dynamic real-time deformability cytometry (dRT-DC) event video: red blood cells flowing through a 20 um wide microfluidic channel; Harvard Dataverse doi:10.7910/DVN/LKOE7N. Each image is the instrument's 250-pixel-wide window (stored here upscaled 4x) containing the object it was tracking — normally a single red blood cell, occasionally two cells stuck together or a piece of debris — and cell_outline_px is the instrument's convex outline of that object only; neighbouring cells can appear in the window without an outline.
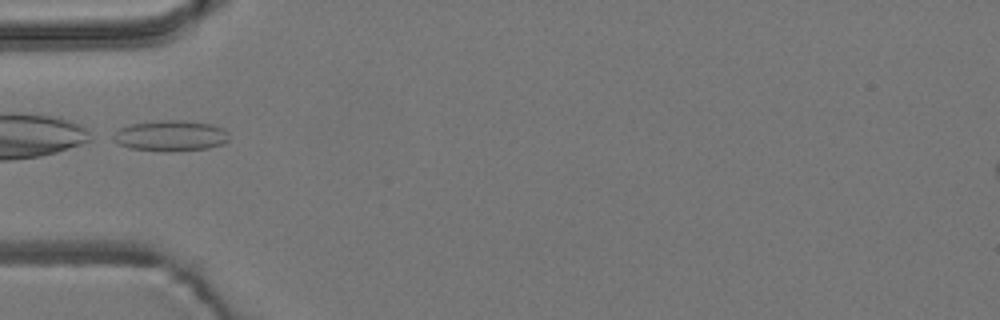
{"species": "common noctule bat (a hibernating species)", "species_latin": "Nyctalus noctula", "temperature_condition": "room temperature", "stored_images_in_passage": 8, "camera_frame_rate_fps": 3000, "um_per_image_px": 0.085, "animal": {"sex": "male", "body_mass_g": 19.2, "forearm_length_mm": 51.8}, "frame": {"image": 1, "passage_image": 5, "time_ms": 1.333, "image_size_px": [1000, 320], "cell_outline_px": [[228, 140], [224, 144], [208, 148], [172, 152], [168, 152], [132, 148], [120, 144], [112, 140], [108, 136], [120, 128], [128, 124], [160, 120], [184, 120], [212, 124], [224, 128], [228, 132]], "centroid_in_image_um": [14.49, 11.53], "position_along_channel_um": 70.5, "area_um2": 21.15}}
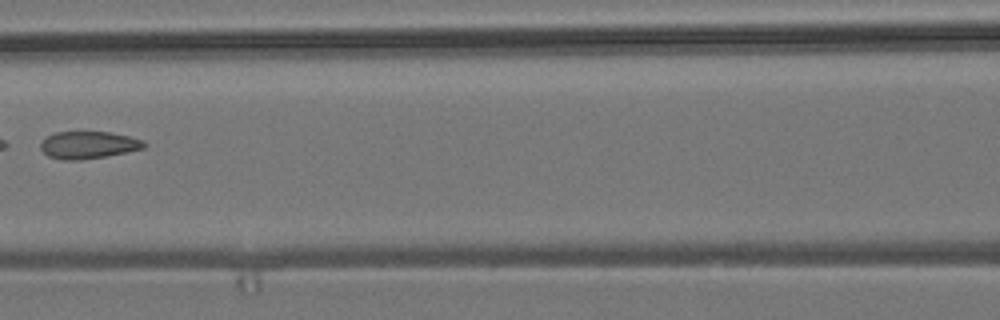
{"frame": {"image": 2, "passage_image": 7, "time_ms": 2.0, "image_size_px": [1000, 320], "cell_outline_px": [[148, 144], [144, 148], [104, 156], [80, 160], [64, 160], [48, 156], [40, 148], [40, 144], [48, 136], [56, 132], [112, 132], [144, 140]], "centroid_in_image_um": [7.53, 12.32], "position_along_channel_um": 159.1, "area_um2": 16.3}}
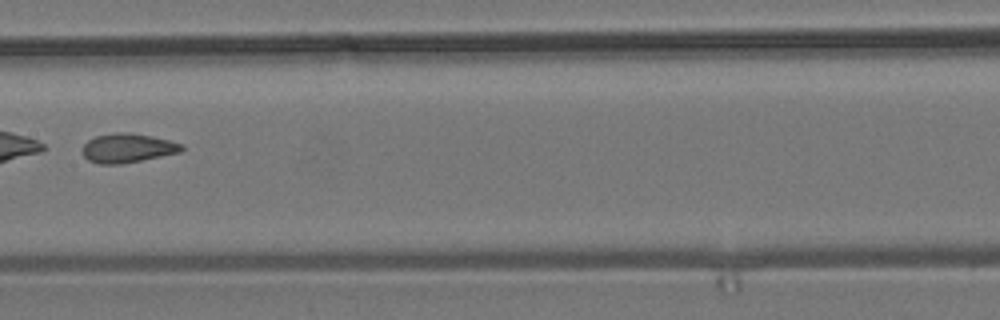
{"frame": {"image": 3, "passage_image": 8, "time_ms": 2.333, "image_size_px": [1000, 320], "cell_outline_px": [[184, 148], [180, 152], [120, 164], [100, 164], [88, 160], [84, 156], [84, 144], [88, 140], [96, 136], [116, 132], [128, 132], [152, 136], [184, 144]], "centroid_in_image_um": [10.85, 12.57], "position_along_channel_um": 196.5, "area_um2": 16.65}}